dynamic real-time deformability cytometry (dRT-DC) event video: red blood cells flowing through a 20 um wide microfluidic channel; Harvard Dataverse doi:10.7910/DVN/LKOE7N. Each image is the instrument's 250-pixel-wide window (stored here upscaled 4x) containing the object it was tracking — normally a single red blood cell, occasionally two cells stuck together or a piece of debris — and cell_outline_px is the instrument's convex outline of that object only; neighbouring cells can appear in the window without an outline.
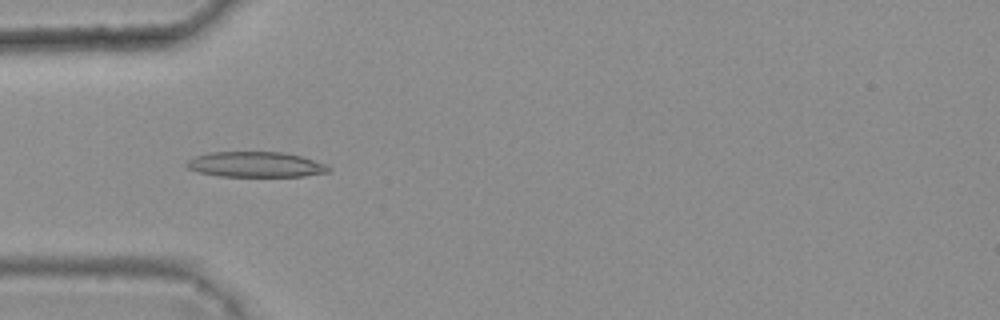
{"species": "common noctule bat (a hibernating species)", "species_latin": "Nyctalus noctula", "temperature_condition": "warm", "stored_images_in_passage": 5, "camera_frame_rate_fps": 3000, "um_per_image_px": 0.085, "animal": {"sex": "female", "body_mass_g": 25.1}, "frame": {"image": 1, "passage_image": 4, "time_ms": 1.0, "image_size_px": [1000, 320], "cell_outline_px": [[332, 168], [328, 172], [304, 176], [220, 176], [200, 172], [188, 168], [184, 164], [188, 160], [196, 156], [208, 152], [280, 152], [300, 156], [328, 164]], "centroid_in_image_um": [21.75, 13.98], "position_along_channel_um": 63.3, "area_um2": 20.92}}
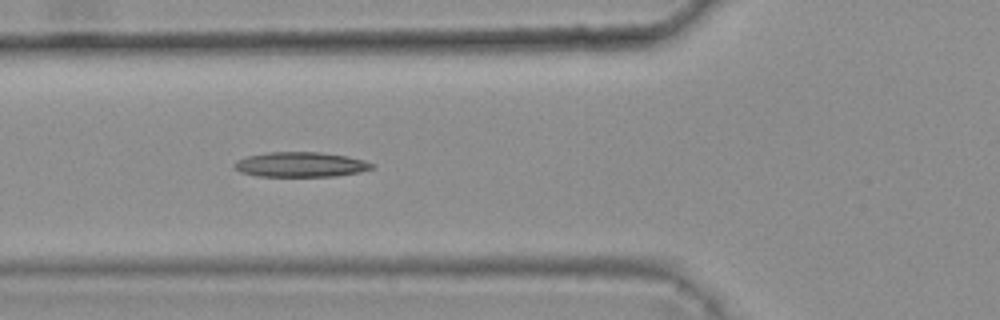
{"frame": {"image": 2, "passage_image": 5, "time_ms": 1.333, "image_size_px": [1000, 320], "cell_outline_px": [[376, 164], [372, 168], [360, 172], [336, 176], [256, 176], [240, 172], [232, 164], [236, 160], [248, 156], [268, 152], [320, 152], [348, 156], [364, 160]], "centroid_in_image_um": [25.56, 13.98], "position_along_channel_um": 100.2, "area_um2": 20.06}}